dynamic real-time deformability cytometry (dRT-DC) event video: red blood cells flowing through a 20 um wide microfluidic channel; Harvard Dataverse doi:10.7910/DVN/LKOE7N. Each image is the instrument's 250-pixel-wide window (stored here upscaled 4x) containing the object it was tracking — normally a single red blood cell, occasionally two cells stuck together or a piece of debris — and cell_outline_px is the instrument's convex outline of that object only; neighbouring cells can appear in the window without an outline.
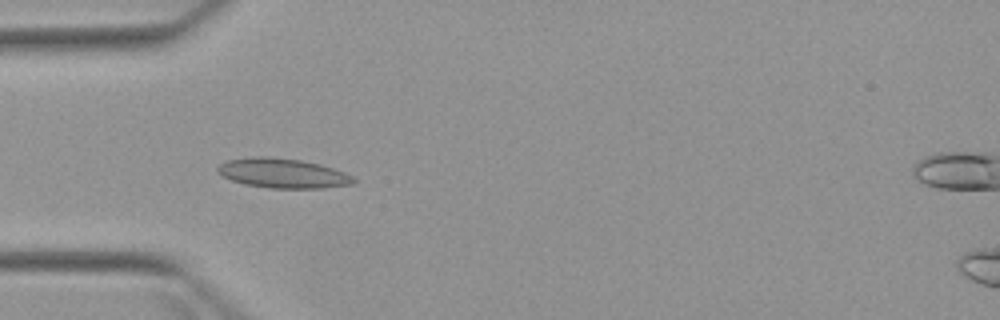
{"species": "Egyptian fruit bat (a non-hibernating species)", "species_latin": "Rousettus aegyptiacus", "temperature_condition": "warm", "stored_images_in_passage": 5, "camera_frame_rate_fps": 3000, "um_per_image_px": 0.085, "animal": {"sex": "female"}, "frame": {"image": 1, "passage_image": 4, "time_ms": 4.667, "image_size_px": [1000, 320], "cell_outline_px": [[356, 180], [352, 184], [324, 188], [268, 188], [244, 184], [232, 180], [216, 172], [216, 168], [220, 164], [228, 160], [252, 156], [268, 156], [300, 160], [320, 164], [344, 172], [352, 176]], "centroid_in_image_um": [24.01, 14.72], "position_along_channel_um": 61.0, "area_um2": 23.47}}
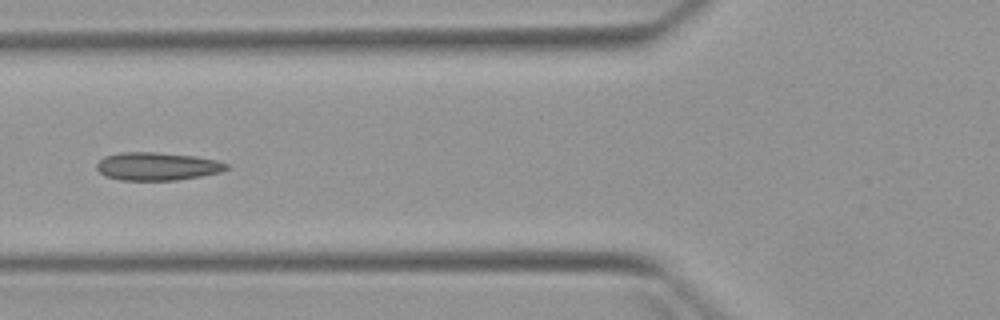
{"frame": {"image": 2, "passage_image": 5, "time_ms": 6.0, "image_size_px": [1000, 320], "cell_outline_px": [[228, 168], [220, 172], [200, 176], [176, 180], [120, 180], [104, 176], [96, 168], [96, 164], [104, 156], [120, 152], [156, 152], [196, 156], [216, 160], [228, 164]], "centroid_in_image_um": [13.33, 14.13], "position_along_channel_um": 112.5, "area_um2": 21.21}}